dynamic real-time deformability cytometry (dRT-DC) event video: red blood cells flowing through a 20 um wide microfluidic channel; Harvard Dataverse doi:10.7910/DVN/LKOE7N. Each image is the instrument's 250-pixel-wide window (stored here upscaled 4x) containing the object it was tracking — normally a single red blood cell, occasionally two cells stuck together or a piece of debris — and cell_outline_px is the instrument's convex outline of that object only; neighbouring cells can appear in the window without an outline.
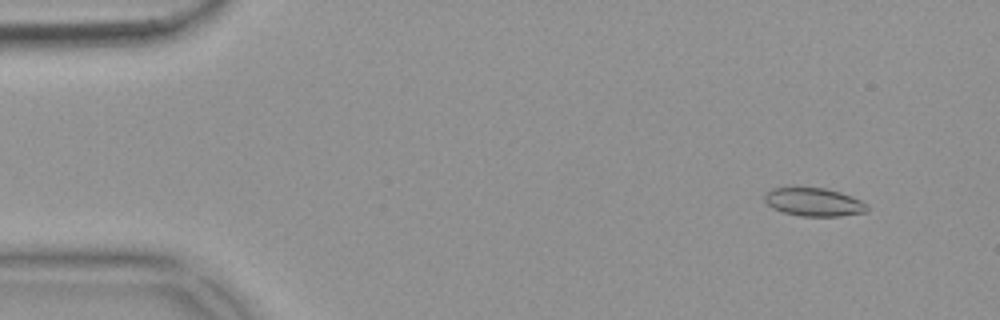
{"species": "common noctule bat (a hibernating species)", "species_latin": "Nyctalus noctula", "temperature_condition": "warm", "stored_images_in_passage": 52, "camera_frame_rate_fps": 3000, "um_per_image_px": 0.085, "animal": {"sex": "female", "body_mass_g": 18.4}, "frame": {"image": 1, "passage_image": 2, "time_ms": 0.333, "image_size_px": [1000, 320], "cell_outline_px": [[868, 208], [864, 212], [840, 216], [800, 216], [784, 212], [772, 208], [764, 200], [764, 196], [772, 188], [792, 184], [824, 188], [840, 192], [852, 196], [868, 204]], "centroid_in_image_um": [69.12, 17.12], "position_along_channel_um": 15.9, "area_um2": 17.46}}
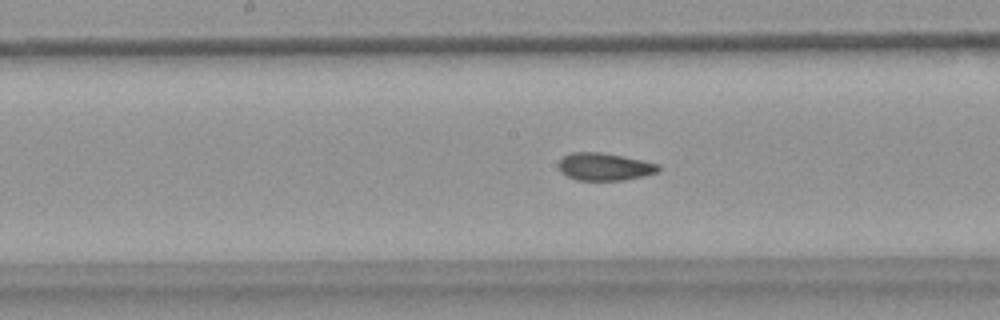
{"frame": {"image": 2, "passage_image": 25, "time_ms": 8.0, "image_size_px": [1000, 320], "cell_outline_px": [[660, 172], [644, 176], [624, 180], [576, 180], [560, 172], [560, 160], [564, 156], [572, 152], [600, 152], [660, 164]], "centroid_in_image_um": [51.41, 14.18], "position_along_channel_um": 196.8, "area_um2": 15.9}}
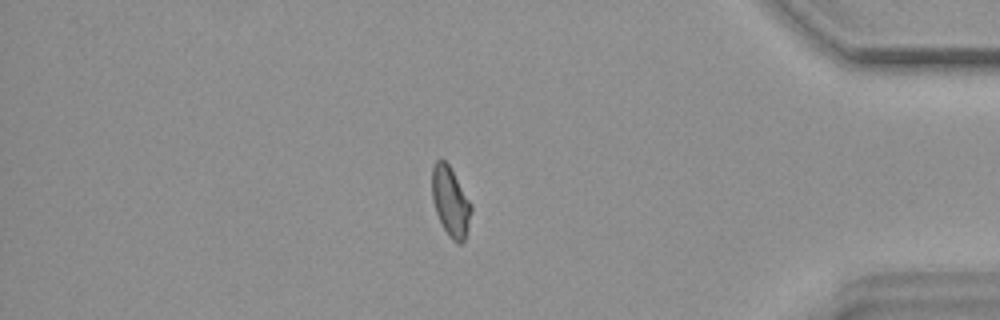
{"frame": {"image": 3, "passage_image": 44, "time_ms": 14.333, "image_size_px": [1000, 320], "cell_outline_px": [[472, 212], [468, 228], [464, 240], [460, 244], [456, 244], [448, 236], [436, 212], [432, 200], [432, 168], [436, 160], [444, 160], [448, 164], [472, 204]], "centroid_in_image_um": [38.3, 17.17], "position_along_channel_um": 396.9, "area_um2": 15.84}, "authors_computed_cell_mechanics": {"area_um2": 16.2996, "velocity_mm_per_s": 3.6835, "shape_relaxation_time_tau1_ms": null, "shape_relaxation_time_tau2_ms": 1.106, "deformation_change_tau1": null, "deformation_change_tau2": 0.0525}}